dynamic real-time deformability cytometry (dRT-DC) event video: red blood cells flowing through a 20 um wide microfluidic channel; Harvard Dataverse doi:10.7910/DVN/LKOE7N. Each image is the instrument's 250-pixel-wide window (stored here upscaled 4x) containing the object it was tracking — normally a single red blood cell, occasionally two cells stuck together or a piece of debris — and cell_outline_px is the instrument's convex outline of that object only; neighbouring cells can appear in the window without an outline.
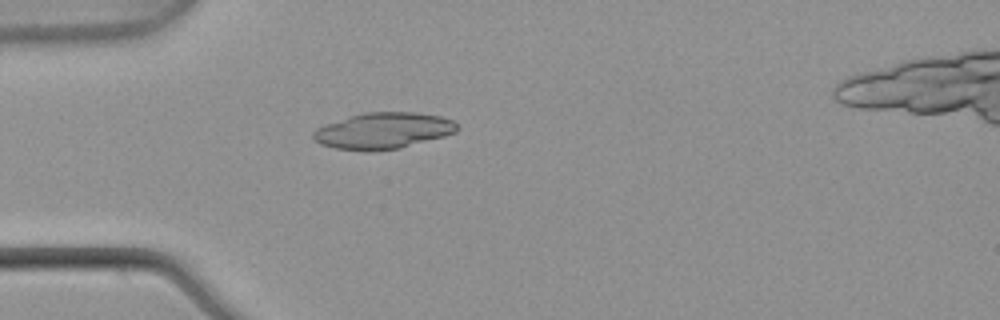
{"species": "common noctule bat (a hibernating species)", "species_latin": "Nyctalus noctula", "temperature_condition": "warm", "stored_images_in_passage": 5, "camera_frame_rate_fps": 3000, "um_per_image_px": 0.085, "animal": {"sex": "male", "body_mass_g": 21.5, "forearm_length_mm": 52.0}, "frame": {"image": 1, "passage_image": 5, "time_ms": 1.333, "image_size_px": [1000, 320], "cell_outline_px": [[460, 128], [456, 132], [444, 136], [400, 148], [368, 152], [336, 148], [320, 144], [312, 136], [312, 132], [316, 128], [324, 124], [348, 116], [364, 112], [416, 112], [440, 116], [452, 120]], "centroid_in_image_um": [32.55, 11.11], "position_along_channel_um": 52.5, "area_um2": 30.58}}